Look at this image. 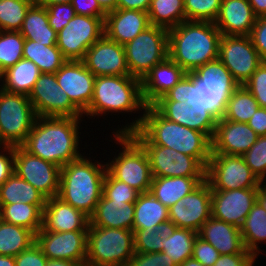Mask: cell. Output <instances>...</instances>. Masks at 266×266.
Masks as SVG:
<instances>
[{"label":"cell","mask_w":266,"mask_h":266,"mask_svg":"<svg viewBox=\"0 0 266 266\" xmlns=\"http://www.w3.org/2000/svg\"><path fill=\"white\" fill-rule=\"evenodd\" d=\"M131 125L114 134H130L140 145H160L195 157L205 168L212 153V140L205 134L164 118L153 106Z\"/></svg>","instance_id":"obj_1"},{"label":"cell","mask_w":266,"mask_h":266,"mask_svg":"<svg viewBox=\"0 0 266 266\" xmlns=\"http://www.w3.org/2000/svg\"><path fill=\"white\" fill-rule=\"evenodd\" d=\"M80 118L37 116L21 146L30 154L62 168L82 156L77 150Z\"/></svg>","instance_id":"obj_2"},{"label":"cell","mask_w":266,"mask_h":266,"mask_svg":"<svg viewBox=\"0 0 266 266\" xmlns=\"http://www.w3.org/2000/svg\"><path fill=\"white\" fill-rule=\"evenodd\" d=\"M221 36L212 22L185 20L168 30V56L191 74L218 59Z\"/></svg>","instance_id":"obj_3"},{"label":"cell","mask_w":266,"mask_h":266,"mask_svg":"<svg viewBox=\"0 0 266 266\" xmlns=\"http://www.w3.org/2000/svg\"><path fill=\"white\" fill-rule=\"evenodd\" d=\"M105 166L84 156L64 165L58 197L90 218L102 197Z\"/></svg>","instance_id":"obj_4"},{"label":"cell","mask_w":266,"mask_h":266,"mask_svg":"<svg viewBox=\"0 0 266 266\" xmlns=\"http://www.w3.org/2000/svg\"><path fill=\"white\" fill-rule=\"evenodd\" d=\"M139 109H146L141 79L131 75H107L95 78L92 101L83 114L93 117L107 112H136Z\"/></svg>","instance_id":"obj_5"},{"label":"cell","mask_w":266,"mask_h":266,"mask_svg":"<svg viewBox=\"0 0 266 266\" xmlns=\"http://www.w3.org/2000/svg\"><path fill=\"white\" fill-rule=\"evenodd\" d=\"M191 74L193 104H200L219 119L238 83L219 59L207 62Z\"/></svg>","instance_id":"obj_6"},{"label":"cell","mask_w":266,"mask_h":266,"mask_svg":"<svg viewBox=\"0 0 266 266\" xmlns=\"http://www.w3.org/2000/svg\"><path fill=\"white\" fill-rule=\"evenodd\" d=\"M135 253L132 230L89 223L85 266H128Z\"/></svg>","instance_id":"obj_7"},{"label":"cell","mask_w":266,"mask_h":266,"mask_svg":"<svg viewBox=\"0 0 266 266\" xmlns=\"http://www.w3.org/2000/svg\"><path fill=\"white\" fill-rule=\"evenodd\" d=\"M113 135L123 150L106 164L107 172L139 193L148 192L153 177L146 151L130 134Z\"/></svg>","instance_id":"obj_8"},{"label":"cell","mask_w":266,"mask_h":266,"mask_svg":"<svg viewBox=\"0 0 266 266\" xmlns=\"http://www.w3.org/2000/svg\"><path fill=\"white\" fill-rule=\"evenodd\" d=\"M36 117L28 95L0 88V148L3 145L21 146Z\"/></svg>","instance_id":"obj_9"},{"label":"cell","mask_w":266,"mask_h":266,"mask_svg":"<svg viewBox=\"0 0 266 266\" xmlns=\"http://www.w3.org/2000/svg\"><path fill=\"white\" fill-rule=\"evenodd\" d=\"M126 63L131 76L142 78L168 57V30L150 25L124 45Z\"/></svg>","instance_id":"obj_10"},{"label":"cell","mask_w":266,"mask_h":266,"mask_svg":"<svg viewBox=\"0 0 266 266\" xmlns=\"http://www.w3.org/2000/svg\"><path fill=\"white\" fill-rule=\"evenodd\" d=\"M205 180L211 190L258 188L261 183L252 173L242 156L211 154Z\"/></svg>","instance_id":"obj_11"},{"label":"cell","mask_w":266,"mask_h":266,"mask_svg":"<svg viewBox=\"0 0 266 266\" xmlns=\"http://www.w3.org/2000/svg\"><path fill=\"white\" fill-rule=\"evenodd\" d=\"M105 17L76 14L57 33L56 46L67 60H82L87 50L104 35Z\"/></svg>","instance_id":"obj_12"},{"label":"cell","mask_w":266,"mask_h":266,"mask_svg":"<svg viewBox=\"0 0 266 266\" xmlns=\"http://www.w3.org/2000/svg\"><path fill=\"white\" fill-rule=\"evenodd\" d=\"M218 59L238 85H244L263 62L250 36L222 35Z\"/></svg>","instance_id":"obj_13"},{"label":"cell","mask_w":266,"mask_h":266,"mask_svg":"<svg viewBox=\"0 0 266 266\" xmlns=\"http://www.w3.org/2000/svg\"><path fill=\"white\" fill-rule=\"evenodd\" d=\"M28 97L36 116L83 117V112L58 85L55 73H42Z\"/></svg>","instance_id":"obj_14"},{"label":"cell","mask_w":266,"mask_h":266,"mask_svg":"<svg viewBox=\"0 0 266 266\" xmlns=\"http://www.w3.org/2000/svg\"><path fill=\"white\" fill-rule=\"evenodd\" d=\"M14 172L32 184L47 199L58 196L61 167L14 146Z\"/></svg>","instance_id":"obj_15"},{"label":"cell","mask_w":266,"mask_h":266,"mask_svg":"<svg viewBox=\"0 0 266 266\" xmlns=\"http://www.w3.org/2000/svg\"><path fill=\"white\" fill-rule=\"evenodd\" d=\"M168 213L170 226L198 233L201 226L212 216L209 183L204 180L191 193L168 208Z\"/></svg>","instance_id":"obj_16"},{"label":"cell","mask_w":266,"mask_h":266,"mask_svg":"<svg viewBox=\"0 0 266 266\" xmlns=\"http://www.w3.org/2000/svg\"><path fill=\"white\" fill-rule=\"evenodd\" d=\"M152 177H205L206 168L195 158L160 145H141Z\"/></svg>","instance_id":"obj_17"},{"label":"cell","mask_w":266,"mask_h":266,"mask_svg":"<svg viewBox=\"0 0 266 266\" xmlns=\"http://www.w3.org/2000/svg\"><path fill=\"white\" fill-rule=\"evenodd\" d=\"M88 231L51 232L43 227L35 234V242L47 259H62L85 266Z\"/></svg>","instance_id":"obj_18"},{"label":"cell","mask_w":266,"mask_h":266,"mask_svg":"<svg viewBox=\"0 0 266 266\" xmlns=\"http://www.w3.org/2000/svg\"><path fill=\"white\" fill-rule=\"evenodd\" d=\"M81 61L95 77L130 75L124 46L108 39L105 35L87 50Z\"/></svg>","instance_id":"obj_19"},{"label":"cell","mask_w":266,"mask_h":266,"mask_svg":"<svg viewBox=\"0 0 266 266\" xmlns=\"http://www.w3.org/2000/svg\"><path fill=\"white\" fill-rule=\"evenodd\" d=\"M258 188L211 190L212 217L241 227L256 202Z\"/></svg>","instance_id":"obj_20"},{"label":"cell","mask_w":266,"mask_h":266,"mask_svg":"<svg viewBox=\"0 0 266 266\" xmlns=\"http://www.w3.org/2000/svg\"><path fill=\"white\" fill-rule=\"evenodd\" d=\"M55 76L69 99L84 112L92 101L96 78L93 73L81 60H67Z\"/></svg>","instance_id":"obj_21"},{"label":"cell","mask_w":266,"mask_h":266,"mask_svg":"<svg viewBox=\"0 0 266 266\" xmlns=\"http://www.w3.org/2000/svg\"><path fill=\"white\" fill-rule=\"evenodd\" d=\"M258 135L247 124L220 117L212 138L211 154L242 156L256 142Z\"/></svg>","instance_id":"obj_22"},{"label":"cell","mask_w":266,"mask_h":266,"mask_svg":"<svg viewBox=\"0 0 266 266\" xmlns=\"http://www.w3.org/2000/svg\"><path fill=\"white\" fill-rule=\"evenodd\" d=\"M150 26L147 12L133 9H115L104 19V35L125 45Z\"/></svg>","instance_id":"obj_23"},{"label":"cell","mask_w":266,"mask_h":266,"mask_svg":"<svg viewBox=\"0 0 266 266\" xmlns=\"http://www.w3.org/2000/svg\"><path fill=\"white\" fill-rule=\"evenodd\" d=\"M186 74L169 56L155 65L141 80L142 99L146 106H152Z\"/></svg>","instance_id":"obj_24"},{"label":"cell","mask_w":266,"mask_h":266,"mask_svg":"<svg viewBox=\"0 0 266 266\" xmlns=\"http://www.w3.org/2000/svg\"><path fill=\"white\" fill-rule=\"evenodd\" d=\"M90 218L58 196L48 198L43 209V228L51 232L88 231Z\"/></svg>","instance_id":"obj_25"},{"label":"cell","mask_w":266,"mask_h":266,"mask_svg":"<svg viewBox=\"0 0 266 266\" xmlns=\"http://www.w3.org/2000/svg\"><path fill=\"white\" fill-rule=\"evenodd\" d=\"M256 20L248 0H222L214 24L222 35L250 36Z\"/></svg>","instance_id":"obj_26"},{"label":"cell","mask_w":266,"mask_h":266,"mask_svg":"<svg viewBox=\"0 0 266 266\" xmlns=\"http://www.w3.org/2000/svg\"><path fill=\"white\" fill-rule=\"evenodd\" d=\"M198 236L209 242L220 255L246 251L240 228L212 216L201 226Z\"/></svg>","instance_id":"obj_27"},{"label":"cell","mask_w":266,"mask_h":266,"mask_svg":"<svg viewBox=\"0 0 266 266\" xmlns=\"http://www.w3.org/2000/svg\"><path fill=\"white\" fill-rule=\"evenodd\" d=\"M134 203L112 201L103 195L90 217V224L97 227L132 230Z\"/></svg>","instance_id":"obj_28"},{"label":"cell","mask_w":266,"mask_h":266,"mask_svg":"<svg viewBox=\"0 0 266 266\" xmlns=\"http://www.w3.org/2000/svg\"><path fill=\"white\" fill-rule=\"evenodd\" d=\"M204 180L205 177H153L149 191L164 206L170 208Z\"/></svg>","instance_id":"obj_29"},{"label":"cell","mask_w":266,"mask_h":266,"mask_svg":"<svg viewBox=\"0 0 266 266\" xmlns=\"http://www.w3.org/2000/svg\"><path fill=\"white\" fill-rule=\"evenodd\" d=\"M168 208L156 199L150 191L138 195L134 203L132 231L149 227L169 226Z\"/></svg>","instance_id":"obj_30"},{"label":"cell","mask_w":266,"mask_h":266,"mask_svg":"<svg viewBox=\"0 0 266 266\" xmlns=\"http://www.w3.org/2000/svg\"><path fill=\"white\" fill-rule=\"evenodd\" d=\"M41 74L36 64L22 58L0 74V80L3 81L0 86L4 91L29 96Z\"/></svg>","instance_id":"obj_31"},{"label":"cell","mask_w":266,"mask_h":266,"mask_svg":"<svg viewBox=\"0 0 266 266\" xmlns=\"http://www.w3.org/2000/svg\"><path fill=\"white\" fill-rule=\"evenodd\" d=\"M23 58L37 65L41 73H56L67 61L56 43L25 39Z\"/></svg>","instance_id":"obj_32"},{"label":"cell","mask_w":266,"mask_h":266,"mask_svg":"<svg viewBox=\"0 0 266 266\" xmlns=\"http://www.w3.org/2000/svg\"><path fill=\"white\" fill-rule=\"evenodd\" d=\"M45 205L13 203L0 204V219L3 222L19 225L36 234L43 226Z\"/></svg>","instance_id":"obj_33"},{"label":"cell","mask_w":266,"mask_h":266,"mask_svg":"<svg viewBox=\"0 0 266 266\" xmlns=\"http://www.w3.org/2000/svg\"><path fill=\"white\" fill-rule=\"evenodd\" d=\"M196 231L168 226L162 237V252L168 255L179 266L193 255V243L197 238Z\"/></svg>","instance_id":"obj_34"},{"label":"cell","mask_w":266,"mask_h":266,"mask_svg":"<svg viewBox=\"0 0 266 266\" xmlns=\"http://www.w3.org/2000/svg\"><path fill=\"white\" fill-rule=\"evenodd\" d=\"M19 32L27 40L57 42V32L49 25L46 8L37 4H33L27 11Z\"/></svg>","instance_id":"obj_35"},{"label":"cell","mask_w":266,"mask_h":266,"mask_svg":"<svg viewBox=\"0 0 266 266\" xmlns=\"http://www.w3.org/2000/svg\"><path fill=\"white\" fill-rule=\"evenodd\" d=\"M47 198L15 172L0 186V204L45 205Z\"/></svg>","instance_id":"obj_36"},{"label":"cell","mask_w":266,"mask_h":266,"mask_svg":"<svg viewBox=\"0 0 266 266\" xmlns=\"http://www.w3.org/2000/svg\"><path fill=\"white\" fill-rule=\"evenodd\" d=\"M245 249L255 257L259 255V242H266V211L256 201L240 227Z\"/></svg>","instance_id":"obj_37"},{"label":"cell","mask_w":266,"mask_h":266,"mask_svg":"<svg viewBox=\"0 0 266 266\" xmlns=\"http://www.w3.org/2000/svg\"><path fill=\"white\" fill-rule=\"evenodd\" d=\"M147 13L150 25L167 30L186 20L184 0H151Z\"/></svg>","instance_id":"obj_38"},{"label":"cell","mask_w":266,"mask_h":266,"mask_svg":"<svg viewBox=\"0 0 266 266\" xmlns=\"http://www.w3.org/2000/svg\"><path fill=\"white\" fill-rule=\"evenodd\" d=\"M35 242V234L22 226L0 220V255L16 256Z\"/></svg>","instance_id":"obj_39"},{"label":"cell","mask_w":266,"mask_h":266,"mask_svg":"<svg viewBox=\"0 0 266 266\" xmlns=\"http://www.w3.org/2000/svg\"><path fill=\"white\" fill-rule=\"evenodd\" d=\"M259 107L249 90L244 85H239L228 97L221 117L230 121L247 123Z\"/></svg>","instance_id":"obj_40"},{"label":"cell","mask_w":266,"mask_h":266,"mask_svg":"<svg viewBox=\"0 0 266 266\" xmlns=\"http://www.w3.org/2000/svg\"><path fill=\"white\" fill-rule=\"evenodd\" d=\"M33 0H0V31H19Z\"/></svg>","instance_id":"obj_41"},{"label":"cell","mask_w":266,"mask_h":266,"mask_svg":"<svg viewBox=\"0 0 266 266\" xmlns=\"http://www.w3.org/2000/svg\"><path fill=\"white\" fill-rule=\"evenodd\" d=\"M24 42L19 31H0V74L23 58Z\"/></svg>","instance_id":"obj_42"},{"label":"cell","mask_w":266,"mask_h":266,"mask_svg":"<svg viewBox=\"0 0 266 266\" xmlns=\"http://www.w3.org/2000/svg\"><path fill=\"white\" fill-rule=\"evenodd\" d=\"M221 4L222 0H184L186 20L214 23Z\"/></svg>","instance_id":"obj_43"},{"label":"cell","mask_w":266,"mask_h":266,"mask_svg":"<svg viewBox=\"0 0 266 266\" xmlns=\"http://www.w3.org/2000/svg\"><path fill=\"white\" fill-rule=\"evenodd\" d=\"M168 226L160 228L149 227L133 231L134 248L136 253L162 252V237Z\"/></svg>","instance_id":"obj_44"},{"label":"cell","mask_w":266,"mask_h":266,"mask_svg":"<svg viewBox=\"0 0 266 266\" xmlns=\"http://www.w3.org/2000/svg\"><path fill=\"white\" fill-rule=\"evenodd\" d=\"M252 173L261 183L266 177V135L258 136L256 142L242 155Z\"/></svg>","instance_id":"obj_45"},{"label":"cell","mask_w":266,"mask_h":266,"mask_svg":"<svg viewBox=\"0 0 266 266\" xmlns=\"http://www.w3.org/2000/svg\"><path fill=\"white\" fill-rule=\"evenodd\" d=\"M218 118L200 104L189 106L188 128L205 133L211 140L214 136Z\"/></svg>","instance_id":"obj_46"},{"label":"cell","mask_w":266,"mask_h":266,"mask_svg":"<svg viewBox=\"0 0 266 266\" xmlns=\"http://www.w3.org/2000/svg\"><path fill=\"white\" fill-rule=\"evenodd\" d=\"M140 193L125 182L113 178L108 172L105 174L102 195L112 201L135 203Z\"/></svg>","instance_id":"obj_47"},{"label":"cell","mask_w":266,"mask_h":266,"mask_svg":"<svg viewBox=\"0 0 266 266\" xmlns=\"http://www.w3.org/2000/svg\"><path fill=\"white\" fill-rule=\"evenodd\" d=\"M152 106L164 118L188 127L189 106L186 101H156Z\"/></svg>","instance_id":"obj_48"},{"label":"cell","mask_w":266,"mask_h":266,"mask_svg":"<svg viewBox=\"0 0 266 266\" xmlns=\"http://www.w3.org/2000/svg\"><path fill=\"white\" fill-rule=\"evenodd\" d=\"M49 25L58 33L76 14L71 3H58L45 7Z\"/></svg>","instance_id":"obj_49"},{"label":"cell","mask_w":266,"mask_h":266,"mask_svg":"<svg viewBox=\"0 0 266 266\" xmlns=\"http://www.w3.org/2000/svg\"><path fill=\"white\" fill-rule=\"evenodd\" d=\"M260 107L266 108V61H263L244 84Z\"/></svg>","instance_id":"obj_50"},{"label":"cell","mask_w":266,"mask_h":266,"mask_svg":"<svg viewBox=\"0 0 266 266\" xmlns=\"http://www.w3.org/2000/svg\"><path fill=\"white\" fill-rule=\"evenodd\" d=\"M192 74L187 73L172 89L157 101H186L188 106H193Z\"/></svg>","instance_id":"obj_51"},{"label":"cell","mask_w":266,"mask_h":266,"mask_svg":"<svg viewBox=\"0 0 266 266\" xmlns=\"http://www.w3.org/2000/svg\"><path fill=\"white\" fill-rule=\"evenodd\" d=\"M220 256L217 251L209 242L197 236L193 243L192 257L199 261L203 266H212Z\"/></svg>","instance_id":"obj_52"},{"label":"cell","mask_w":266,"mask_h":266,"mask_svg":"<svg viewBox=\"0 0 266 266\" xmlns=\"http://www.w3.org/2000/svg\"><path fill=\"white\" fill-rule=\"evenodd\" d=\"M128 266H177L173 260L163 252L135 253Z\"/></svg>","instance_id":"obj_53"},{"label":"cell","mask_w":266,"mask_h":266,"mask_svg":"<svg viewBox=\"0 0 266 266\" xmlns=\"http://www.w3.org/2000/svg\"><path fill=\"white\" fill-rule=\"evenodd\" d=\"M46 263L47 258L36 242L15 256V266H46Z\"/></svg>","instance_id":"obj_54"},{"label":"cell","mask_w":266,"mask_h":266,"mask_svg":"<svg viewBox=\"0 0 266 266\" xmlns=\"http://www.w3.org/2000/svg\"><path fill=\"white\" fill-rule=\"evenodd\" d=\"M250 37L259 56L266 61V16L257 17Z\"/></svg>","instance_id":"obj_55"},{"label":"cell","mask_w":266,"mask_h":266,"mask_svg":"<svg viewBox=\"0 0 266 266\" xmlns=\"http://www.w3.org/2000/svg\"><path fill=\"white\" fill-rule=\"evenodd\" d=\"M256 257L246 250L244 253L220 255L212 266H254Z\"/></svg>","instance_id":"obj_56"},{"label":"cell","mask_w":266,"mask_h":266,"mask_svg":"<svg viewBox=\"0 0 266 266\" xmlns=\"http://www.w3.org/2000/svg\"><path fill=\"white\" fill-rule=\"evenodd\" d=\"M75 14L92 17H105L106 12L100 7L97 0H72Z\"/></svg>","instance_id":"obj_57"},{"label":"cell","mask_w":266,"mask_h":266,"mask_svg":"<svg viewBox=\"0 0 266 266\" xmlns=\"http://www.w3.org/2000/svg\"><path fill=\"white\" fill-rule=\"evenodd\" d=\"M2 152H0V186L14 173V146L3 145Z\"/></svg>","instance_id":"obj_58"},{"label":"cell","mask_w":266,"mask_h":266,"mask_svg":"<svg viewBox=\"0 0 266 266\" xmlns=\"http://www.w3.org/2000/svg\"><path fill=\"white\" fill-rule=\"evenodd\" d=\"M247 124L258 136L266 135V108L259 107Z\"/></svg>","instance_id":"obj_59"},{"label":"cell","mask_w":266,"mask_h":266,"mask_svg":"<svg viewBox=\"0 0 266 266\" xmlns=\"http://www.w3.org/2000/svg\"><path fill=\"white\" fill-rule=\"evenodd\" d=\"M151 0H117L116 9H133L147 12Z\"/></svg>","instance_id":"obj_60"},{"label":"cell","mask_w":266,"mask_h":266,"mask_svg":"<svg viewBox=\"0 0 266 266\" xmlns=\"http://www.w3.org/2000/svg\"><path fill=\"white\" fill-rule=\"evenodd\" d=\"M257 17L266 16V0H248Z\"/></svg>","instance_id":"obj_61"},{"label":"cell","mask_w":266,"mask_h":266,"mask_svg":"<svg viewBox=\"0 0 266 266\" xmlns=\"http://www.w3.org/2000/svg\"><path fill=\"white\" fill-rule=\"evenodd\" d=\"M46 266H82L80 263L62 259H47Z\"/></svg>","instance_id":"obj_62"},{"label":"cell","mask_w":266,"mask_h":266,"mask_svg":"<svg viewBox=\"0 0 266 266\" xmlns=\"http://www.w3.org/2000/svg\"><path fill=\"white\" fill-rule=\"evenodd\" d=\"M256 201L264 208L266 211V184L263 183L258 187Z\"/></svg>","instance_id":"obj_63"},{"label":"cell","mask_w":266,"mask_h":266,"mask_svg":"<svg viewBox=\"0 0 266 266\" xmlns=\"http://www.w3.org/2000/svg\"><path fill=\"white\" fill-rule=\"evenodd\" d=\"M100 7L107 13L116 9L117 0H97Z\"/></svg>","instance_id":"obj_64"},{"label":"cell","mask_w":266,"mask_h":266,"mask_svg":"<svg viewBox=\"0 0 266 266\" xmlns=\"http://www.w3.org/2000/svg\"><path fill=\"white\" fill-rule=\"evenodd\" d=\"M34 4L46 7L52 4H58V3H71L72 0H33Z\"/></svg>","instance_id":"obj_65"},{"label":"cell","mask_w":266,"mask_h":266,"mask_svg":"<svg viewBox=\"0 0 266 266\" xmlns=\"http://www.w3.org/2000/svg\"><path fill=\"white\" fill-rule=\"evenodd\" d=\"M0 266H15V257L0 255Z\"/></svg>","instance_id":"obj_66"},{"label":"cell","mask_w":266,"mask_h":266,"mask_svg":"<svg viewBox=\"0 0 266 266\" xmlns=\"http://www.w3.org/2000/svg\"><path fill=\"white\" fill-rule=\"evenodd\" d=\"M179 266H203V265L199 261H197L196 259L191 257V258H188L187 260H185Z\"/></svg>","instance_id":"obj_67"}]
</instances>
